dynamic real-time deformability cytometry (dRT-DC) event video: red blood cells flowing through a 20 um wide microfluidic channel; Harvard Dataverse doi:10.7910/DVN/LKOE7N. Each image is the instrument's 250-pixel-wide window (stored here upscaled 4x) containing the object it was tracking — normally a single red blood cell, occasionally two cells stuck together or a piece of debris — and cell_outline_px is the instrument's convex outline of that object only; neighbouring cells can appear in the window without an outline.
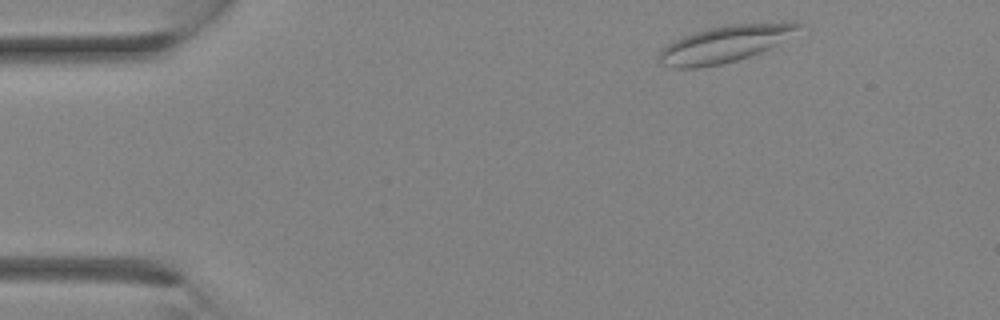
{"species": "Egyptian fruit bat (a non-hibernating species)", "species_latin": "Rousettus aegyptiacus", "temperature_condition": "room temperature", "stored_images_in_passage": 7, "camera_frame_rate_fps": 3000, "um_per_image_px": 0.085, "animal": {"sex": "female"}, "frame": {"image": 1, "passage_image": 2, "time_ms": 0.333, "image_size_px": [1000, 320], "cell_outline_px": [[804, 24], [768, 48], [760, 52], [736, 60], [720, 64], [700, 68], [672, 68], [664, 64], [660, 60], [660, 52], [668, 44], [684, 36], [708, 28], [732, 24], [792, 20]], "centroid_in_image_um": [61.62, 3.71], "position_along_channel_um": 23.4, "area_um2": 29.13}}